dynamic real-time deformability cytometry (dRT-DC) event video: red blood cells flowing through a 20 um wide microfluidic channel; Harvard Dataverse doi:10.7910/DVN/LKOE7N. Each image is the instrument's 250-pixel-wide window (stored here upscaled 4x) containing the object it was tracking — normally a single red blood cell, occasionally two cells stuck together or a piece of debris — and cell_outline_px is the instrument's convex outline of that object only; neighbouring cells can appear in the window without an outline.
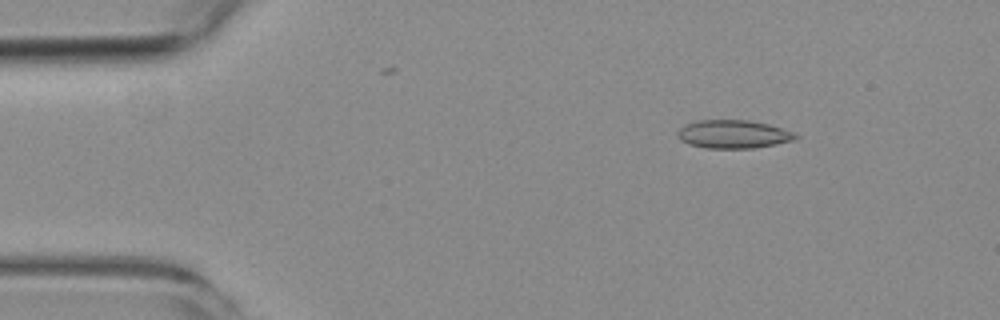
{"species": "common noctule bat (a hibernating species)", "species_latin": "Nyctalus noctula", "temperature_condition": "room temperature", "stored_images_in_passage": 9, "camera_frame_rate_fps": 3000, "um_per_image_px": 0.085, "animal": {"sex": "female", "body_mass_g": 19.3, "forearm_length_mm": 54.1}, "frame": {"image": 1, "passage_image": 2, "time_ms": 1.0, "image_size_px": [1000, 320], "cell_outline_px": [[800, 136], [796, 140], [776, 144], [752, 148], [704, 148], [688, 144], [680, 140], [676, 132], [684, 124], [700, 120], [748, 120], [768, 124], [796, 132]], "centroid_in_image_um": [62.35, 11.41], "position_along_channel_um": 22.7, "area_um2": 19.65}}
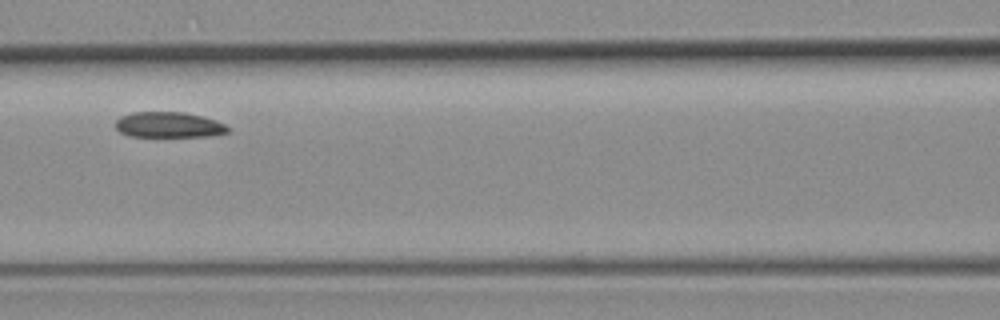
{"frame": {"image": 2, "passage_image": 6, "time_ms": 6.667, "image_size_px": [1000, 320], "cell_outline_px": [[228, 132], [216, 136], [128, 136], [120, 132], [116, 128], [116, 120], [120, 116], [132, 112], [184, 112], [204, 116], [216, 120], [224, 124], [228, 128]], "centroid_in_image_um": [14.35, 10.6], "position_along_channel_um": 152.2, "area_um2": 16.82}}
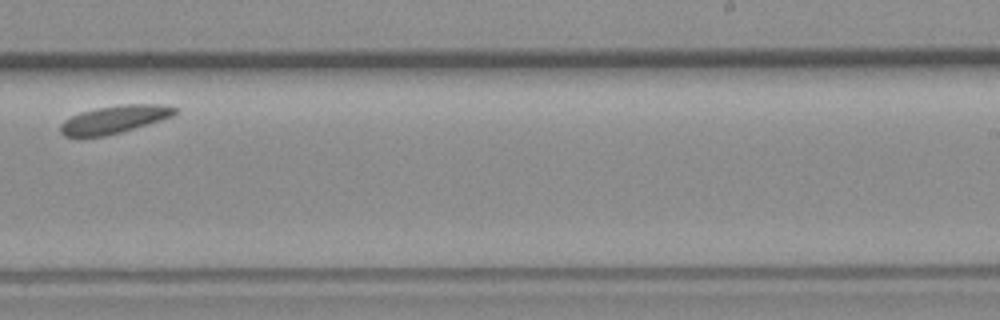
{"frame": {"image": 3, "passage_image": 9, "time_ms": 10.333, "image_size_px": [1000, 320], "cell_outline_px": [[180, 112], [176, 116], [120, 132], [104, 136], [80, 140], [64, 136], [60, 132], [60, 124], [64, 120], [80, 112], [96, 108], [120, 104], [164, 104], [176, 108]], "centroid_in_image_um": [9.7, 10.18], "position_along_channel_um": 279.3, "area_um2": 19.25}}